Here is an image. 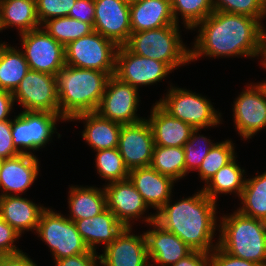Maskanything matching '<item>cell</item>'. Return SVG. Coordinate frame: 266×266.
Returning a JSON list of instances; mask_svg holds the SVG:
<instances>
[{"instance_id":"obj_2","label":"cell","mask_w":266,"mask_h":266,"mask_svg":"<svg viewBox=\"0 0 266 266\" xmlns=\"http://www.w3.org/2000/svg\"><path fill=\"white\" fill-rule=\"evenodd\" d=\"M168 201L155 214V221L178 236L189 248L205 253L218 246L213 243L217 224V202L206 196L202 189L194 195L173 203ZM215 244V245H214Z\"/></svg>"},{"instance_id":"obj_31","label":"cell","mask_w":266,"mask_h":266,"mask_svg":"<svg viewBox=\"0 0 266 266\" xmlns=\"http://www.w3.org/2000/svg\"><path fill=\"white\" fill-rule=\"evenodd\" d=\"M242 206L237 210L243 215L266 221V171L246 179L241 196Z\"/></svg>"},{"instance_id":"obj_7","label":"cell","mask_w":266,"mask_h":266,"mask_svg":"<svg viewBox=\"0 0 266 266\" xmlns=\"http://www.w3.org/2000/svg\"><path fill=\"white\" fill-rule=\"evenodd\" d=\"M36 233L49 247L54 260L90 251L77 231L75 222L51 208L42 212Z\"/></svg>"},{"instance_id":"obj_20","label":"cell","mask_w":266,"mask_h":266,"mask_svg":"<svg viewBox=\"0 0 266 266\" xmlns=\"http://www.w3.org/2000/svg\"><path fill=\"white\" fill-rule=\"evenodd\" d=\"M38 160L34 154L23 153L1 160L0 190L2 192L0 197L25 193L37 179L40 171Z\"/></svg>"},{"instance_id":"obj_16","label":"cell","mask_w":266,"mask_h":266,"mask_svg":"<svg viewBox=\"0 0 266 266\" xmlns=\"http://www.w3.org/2000/svg\"><path fill=\"white\" fill-rule=\"evenodd\" d=\"M95 19L93 30L124 45L131 35L130 3L124 0H94Z\"/></svg>"},{"instance_id":"obj_47","label":"cell","mask_w":266,"mask_h":266,"mask_svg":"<svg viewBox=\"0 0 266 266\" xmlns=\"http://www.w3.org/2000/svg\"><path fill=\"white\" fill-rule=\"evenodd\" d=\"M14 97L11 92L0 89V122L8 119L10 111L13 110Z\"/></svg>"},{"instance_id":"obj_17","label":"cell","mask_w":266,"mask_h":266,"mask_svg":"<svg viewBox=\"0 0 266 266\" xmlns=\"http://www.w3.org/2000/svg\"><path fill=\"white\" fill-rule=\"evenodd\" d=\"M131 232V227H124L104 248L99 255L102 266H151L144 233L139 236Z\"/></svg>"},{"instance_id":"obj_27","label":"cell","mask_w":266,"mask_h":266,"mask_svg":"<svg viewBox=\"0 0 266 266\" xmlns=\"http://www.w3.org/2000/svg\"><path fill=\"white\" fill-rule=\"evenodd\" d=\"M69 188L70 215L67 217L70 220L75 222L84 218H92L107 208L104 187L71 186Z\"/></svg>"},{"instance_id":"obj_30","label":"cell","mask_w":266,"mask_h":266,"mask_svg":"<svg viewBox=\"0 0 266 266\" xmlns=\"http://www.w3.org/2000/svg\"><path fill=\"white\" fill-rule=\"evenodd\" d=\"M8 45L0 46V89L13 93L30 68L23 52Z\"/></svg>"},{"instance_id":"obj_48","label":"cell","mask_w":266,"mask_h":266,"mask_svg":"<svg viewBox=\"0 0 266 266\" xmlns=\"http://www.w3.org/2000/svg\"><path fill=\"white\" fill-rule=\"evenodd\" d=\"M261 64L264 68H266V29L263 30V49H262V57Z\"/></svg>"},{"instance_id":"obj_36","label":"cell","mask_w":266,"mask_h":266,"mask_svg":"<svg viewBox=\"0 0 266 266\" xmlns=\"http://www.w3.org/2000/svg\"><path fill=\"white\" fill-rule=\"evenodd\" d=\"M234 149L233 141L231 142L229 139L215 143L197 170L199 178L206 184L221 167H224L236 156Z\"/></svg>"},{"instance_id":"obj_32","label":"cell","mask_w":266,"mask_h":266,"mask_svg":"<svg viewBox=\"0 0 266 266\" xmlns=\"http://www.w3.org/2000/svg\"><path fill=\"white\" fill-rule=\"evenodd\" d=\"M150 166L162 175L171 177L175 182L182 179L186 175L183 147L155 145Z\"/></svg>"},{"instance_id":"obj_21","label":"cell","mask_w":266,"mask_h":266,"mask_svg":"<svg viewBox=\"0 0 266 266\" xmlns=\"http://www.w3.org/2000/svg\"><path fill=\"white\" fill-rule=\"evenodd\" d=\"M128 178L148 207L155 208L157 212L171 200L174 180L151 166L130 170Z\"/></svg>"},{"instance_id":"obj_37","label":"cell","mask_w":266,"mask_h":266,"mask_svg":"<svg viewBox=\"0 0 266 266\" xmlns=\"http://www.w3.org/2000/svg\"><path fill=\"white\" fill-rule=\"evenodd\" d=\"M200 130H202V128H194L190 139L183 145L186 175L190 171H196L199 169L203 159L214 146V143L211 142L212 140L203 135H197ZM201 142H203V146Z\"/></svg>"},{"instance_id":"obj_29","label":"cell","mask_w":266,"mask_h":266,"mask_svg":"<svg viewBox=\"0 0 266 266\" xmlns=\"http://www.w3.org/2000/svg\"><path fill=\"white\" fill-rule=\"evenodd\" d=\"M236 157L221 167L202 188L203 193L211 200L217 202L219 194H232V192L238 197L241 196L246 182L245 170L236 163Z\"/></svg>"},{"instance_id":"obj_10","label":"cell","mask_w":266,"mask_h":266,"mask_svg":"<svg viewBox=\"0 0 266 266\" xmlns=\"http://www.w3.org/2000/svg\"><path fill=\"white\" fill-rule=\"evenodd\" d=\"M12 95L23 111L60 115L56 76L52 74L30 69Z\"/></svg>"},{"instance_id":"obj_35","label":"cell","mask_w":266,"mask_h":266,"mask_svg":"<svg viewBox=\"0 0 266 266\" xmlns=\"http://www.w3.org/2000/svg\"><path fill=\"white\" fill-rule=\"evenodd\" d=\"M96 169L98 174L108 183L125 180L129 176V169L119 152L118 147L96 151Z\"/></svg>"},{"instance_id":"obj_43","label":"cell","mask_w":266,"mask_h":266,"mask_svg":"<svg viewBox=\"0 0 266 266\" xmlns=\"http://www.w3.org/2000/svg\"><path fill=\"white\" fill-rule=\"evenodd\" d=\"M68 17L88 23L93 27L95 19L94 0H76Z\"/></svg>"},{"instance_id":"obj_13","label":"cell","mask_w":266,"mask_h":266,"mask_svg":"<svg viewBox=\"0 0 266 266\" xmlns=\"http://www.w3.org/2000/svg\"><path fill=\"white\" fill-rule=\"evenodd\" d=\"M172 71L164 62L136 55L124 45L118 47L114 76L132 87L156 84Z\"/></svg>"},{"instance_id":"obj_39","label":"cell","mask_w":266,"mask_h":266,"mask_svg":"<svg viewBox=\"0 0 266 266\" xmlns=\"http://www.w3.org/2000/svg\"><path fill=\"white\" fill-rule=\"evenodd\" d=\"M75 2L76 0H36L40 25L52 18L68 16Z\"/></svg>"},{"instance_id":"obj_41","label":"cell","mask_w":266,"mask_h":266,"mask_svg":"<svg viewBox=\"0 0 266 266\" xmlns=\"http://www.w3.org/2000/svg\"><path fill=\"white\" fill-rule=\"evenodd\" d=\"M21 153L15 148L11 134V120L0 122V160L12 158Z\"/></svg>"},{"instance_id":"obj_6","label":"cell","mask_w":266,"mask_h":266,"mask_svg":"<svg viewBox=\"0 0 266 266\" xmlns=\"http://www.w3.org/2000/svg\"><path fill=\"white\" fill-rule=\"evenodd\" d=\"M157 103L172 117L193 128L205 129L221 123L222 115L215 110L209 99L184 88L170 85L165 97Z\"/></svg>"},{"instance_id":"obj_28","label":"cell","mask_w":266,"mask_h":266,"mask_svg":"<svg viewBox=\"0 0 266 266\" xmlns=\"http://www.w3.org/2000/svg\"><path fill=\"white\" fill-rule=\"evenodd\" d=\"M17 27L19 33L41 27L36 0H0V30Z\"/></svg>"},{"instance_id":"obj_42","label":"cell","mask_w":266,"mask_h":266,"mask_svg":"<svg viewBox=\"0 0 266 266\" xmlns=\"http://www.w3.org/2000/svg\"><path fill=\"white\" fill-rule=\"evenodd\" d=\"M210 266H260L255 262L236 258L217 246L209 253Z\"/></svg>"},{"instance_id":"obj_9","label":"cell","mask_w":266,"mask_h":266,"mask_svg":"<svg viewBox=\"0 0 266 266\" xmlns=\"http://www.w3.org/2000/svg\"><path fill=\"white\" fill-rule=\"evenodd\" d=\"M65 121L60 115L22 111L11 120L12 141L15 148L22 154H33L31 150H38L52 141L56 132L57 120ZM23 148V149H22Z\"/></svg>"},{"instance_id":"obj_15","label":"cell","mask_w":266,"mask_h":266,"mask_svg":"<svg viewBox=\"0 0 266 266\" xmlns=\"http://www.w3.org/2000/svg\"><path fill=\"white\" fill-rule=\"evenodd\" d=\"M154 146L152 129L145 118L138 123L122 125L118 149L129 171L150 166Z\"/></svg>"},{"instance_id":"obj_8","label":"cell","mask_w":266,"mask_h":266,"mask_svg":"<svg viewBox=\"0 0 266 266\" xmlns=\"http://www.w3.org/2000/svg\"><path fill=\"white\" fill-rule=\"evenodd\" d=\"M118 47L112 40L93 31L64 47L65 65L114 73Z\"/></svg>"},{"instance_id":"obj_46","label":"cell","mask_w":266,"mask_h":266,"mask_svg":"<svg viewBox=\"0 0 266 266\" xmlns=\"http://www.w3.org/2000/svg\"><path fill=\"white\" fill-rule=\"evenodd\" d=\"M0 266H37L24 252L0 255Z\"/></svg>"},{"instance_id":"obj_40","label":"cell","mask_w":266,"mask_h":266,"mask_svg":"<svg viewBox=\"0 0 266 266\" xmlns=\"http://www.w3.org/2000/svg\"><path fill=\"white\" fill-rule=\"evenodd\" d=\"M20 235L7 222L0 217V255L16 254L22 252L14 243Z\"/></svg>"},{"instance_id":"obj_26","label":"cell","mask_w":266,"mask_h":266,"mask_svg":"<svg viewBox=\"0 0 266 266\" xmlns=\"http://www.w3.org/2000/svg\"><path fill=\"white\" fill-rule=\"evenodd\" d=\"M75 120H85L82 137L94 151L118 147L122 124L104 118L96 111L78 114L71 119Z\"/></svg>"},{"instance_id":"obj_25","label":"cell","mask_w":266,"mask_h":266,"mask_svg":"<svg viewBox=\"0 0 266 266\" xmlns=\"http://www.w3.org/2000/svg\"><path fill=\"white\" fill-rule=\"evenodd\" d=\"M75 224L86 246L94 252L97 245L103 243L105 248L112 243L124 228L108 208L92 218L76 220Z\"/></svg>"},{"instance_id":"obj_12","label":"cell","mask_w":266,"mask_h":266,"mask_svg":"<svg viewBox=\"0 0 266 266\" xmlns=\"http://www.w3.org/2000/svg\"><path fill=\"white\" fill-rule=\"evenodd\" d=\"M234 125L243 139L266 127V81L249 84L234 101Z\"/></svg>"},{"instance_id":"obj_4","label":"cell","mask_w":266,"mask_h":266,"mask_svg":"<svg viewBox=\"0 0 266 266\" xmlns=\"http://www.w3.org/2000/svg\"><path fill=\"white\" fill-rule=\"evenodd\" d=\"M218 246L240 259L266 266V221L243 215L238 210L220 217Z\"/></svg>"},{"instance_id":"obj_11","label":"cell","mask_w":266,"mask_h":266,"mask_svg":"<svg viewBox=\"0 0 266 266\" xmlns=\"http://www.w3.org/2000/svg\"><path fill=\"white\" fill-rule=\"evenodd\" d=\"M23 54L31 70L54 76L65 66L64 46L41 27L19 34Z\"/></svg>"},{"instance_id":"obj_45","label":"cell","mask_w":266,"mask_h":266,"mask_svg":"<svg viewBox=\"0 0 266 266\" xmlns=\"http://www.w3.org/2000/svg\"><path fill=\"white\" fill-rule=\"evenodd\" d=\"M172 266H210L209 253L192 250Z\"/></svg>"},{"instance_id":"obj_49","label":"cell","mask_w":266,"mask_h":266,"mask_svg":"<svg viewBox=\"0 0 266 266\" xmlns=\"http://www.w3.org/2000/svg\"><path fill=\"white\" fill-rule=\"evenodd\" d=\"M124 1H126V2H128V3H132V2H134V1H136V0H124Z\"/></svg>"},{"instance_id":"obj_14","label":"cell","mask_w":266,"mask_h":266,"mask_svg":"<svg viewBox=\"0 0 266 266\" xmlns=\"http://www.w3.org/2000/svg\"><path fill=\"white\" fill-rule=\"evenodd\" d=\"M139 99L137 88L111 75L96 112L122 125L138 123L143 120L136 114Z\"/></svg>"},{"instance_id":"obj_23","label":"cell","mask_w":266,"mask_h":266,"mask_svg":"<svg viewBox=\"0 0 266 266\" xmlns=\"http://www.w3.org/2000/svg\"><path fill=\"white\" fill-rule=\"evenodd\" d=\"M46 208L19 195L0 197V217L20 235L37 231L42 212Z\"/></svg>"},{"instance_id":"obj_3","label":"cell","mask_w":266,"mask_h":266,"mask_svg":"<svg viewBox=\"0 0 266 266\" xmlns=\"http://www.w3.org/2000/svg\"><path fill=\"white\" fill-rule=\"evenodd\" d=\"M111 75L114 73L67 65L58 71L60 116L65 122L78 114L97 111Z\"/></svg>"},{"instance_id":"obj_22","label":"cell","mask_w":266,"mask_h":266,"mask_svg":"<svg viewBox=\"0 0 266 266\" xmlns=\"http://www.w3.org/2000/svg\"><path fill=\"white\" fill-rule=\"evenodd\" d=\"M146 119L151 126L154 143L157 146L183 147L190 139L193 127L172 117L157 102Z\"/></svg>"},{"instance_id":"obj_38","label":"cell","mask_w":266,"mask_h":266,"mask_svg":"<svg viewBox=\"0 0 266 266\" xmlns=\"http://www.w3.org/2000/svg\"><path fill=\"white\" fill-rule=\"evenodd\" d=\"M214 11L248 15L262 21L266 17V0H212Z\"/></svg>"},{"instance_id":"obj_1","label":"cell","mask_w":266,"mask_h":266,"mask_svg":"<svg viewBox=\"0 0 266 266\" xmlns=\"http://www.w3.org/2000/svg\"><path fill=\"white\" fill-rule=\"evenodd\" d=\"M263 25L260 20L248 15L214 11L193 28L199 27V33L190 49V61L205 55L262 57Z\"/></svg>"},{"instance_id":"obj_24","label":"cell","mask_w":266,"mask_h":266,"mask_svg":"<svg viewBox=\"0 0 266 266\" xmlns=\"http://www.w3.org/2000/svg\"><path fill=\"white\" fill-rule=\"evenodd\" d=\"M176 24L170 0H136L130 3L131 32Z\"/></svg>"},{"instance_id":"obj_44","label":"cell","mask_w":266,"mask_h":266,"mask_svg":"<svg viewBox=\"0 0 266 266\" xmlns=\"http://www.w3.org/2000/svg\"><path fill=\"white\" fill-rule=\"evenodd\" d=\"M97 254L98 252L89 251L88 253L58 259L54 262L55 266H99L101 265V260Z\"/></svg>"},{"instance_id":"obj_19","label":"cell","mask_w":266,"mask_h":266,"mask_svg":"<svg viewBox=\"0 0 266 266\" xmlns=\"http://www.w3.org/2000/svg\"><path fill=\"white\" fill-rule=\"evenodd\" d=\"M104 190L107 208L124 227H132L131 221L143 217L148 208L129 178L107 183Z\"/></svg>"},{"instance_id":"obj_18","label":"cell","mask_w":266,"mask_h":266,"mask_svg":"<svg viewBox=\"0 0 266 266\" xmlns=\"http://www.w3.org/2000/svg\"><path fill=\"white\" fill-rule=\"evenodd\" d=\"M153 226L152 230L144 232L149 260L159 266H172L181 258L187 256L192 249L189 248L178 236L164 229L155 221V213L146 215L142 220Z\"/></svg>"},{"instance_id":"obj_33","label":"cell","mask_w":266,"mask_h":266,"mask_svg":"<svg viewBox=\"0 0 266 266\" xmlns=\"http://www.w3.org/2000/svg\"><path fill=\"white\" fill-rule=\"evenodd\" d=\"M41 28L64 47L68 43L89 35L94 31L90 24L68 16L52 18L44 22Z\"/></svg>"},{"instance_id":"obj_5","label":"cell","mask_w":266,"mask_h":266,"mask_svg":"<svg viewBox=\"0 0 266 266\" xmlns=\"http://www.w3.org/2000/svg\"><path fill=\"white\" fill-rule=\"evenodd\" d=\"M180 32L179 24L132 32L124 46L136 55L164 62L174 71L191 62Z\"/></svg>"},{"instance_id":"obj_34","label":"cell","mask_w":266,"mask_h":266,"mask_svg":"<svg viewBox=\"0 0 266 266\" xmlns=\"http://www.w3.org/2000/svg\"><path fill=\"white\" fill-rule=\"evenodd\" d=\"M176 24L178 14L183 18L184 27L192 30L197 24L214 12L212 0H170Z\"/></svg>"}]
</instances>
